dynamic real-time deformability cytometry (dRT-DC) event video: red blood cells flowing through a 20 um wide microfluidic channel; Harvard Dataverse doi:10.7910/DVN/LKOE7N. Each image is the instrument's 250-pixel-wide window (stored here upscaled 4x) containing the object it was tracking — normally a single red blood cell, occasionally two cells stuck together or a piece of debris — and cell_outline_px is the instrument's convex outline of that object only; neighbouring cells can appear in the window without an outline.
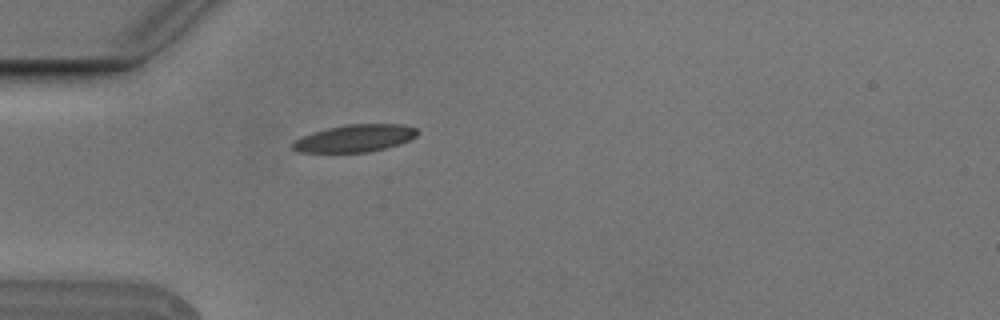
{"species": "Egyptian fruit bat (a non-hibernating species)", "species_latin": "Rousettus aegyptiacus", "temperature_condition": "cold", "stored_images_in_passage": 2, "camera_frame_rate_fps": 3000, "um_per_image_px": 0.085, "animal": {"sex": "male"}, "frame": {"image": 1, "passage_image": 2, "time_ms": 0.333, "image_size_px": [1000, 320], "cell_outline_px": [[420, 132], [416, 136], [400, 144], [368, 152], [296, 152], [292, 148], [292, 144], [300, 136], [312, 132], [344, 124], [404, 124], [416, 128]], "centroid_in_image_um": [30.16, 11.74], "position_along_channel_um": 54.8, "area_um2": 19.94}}